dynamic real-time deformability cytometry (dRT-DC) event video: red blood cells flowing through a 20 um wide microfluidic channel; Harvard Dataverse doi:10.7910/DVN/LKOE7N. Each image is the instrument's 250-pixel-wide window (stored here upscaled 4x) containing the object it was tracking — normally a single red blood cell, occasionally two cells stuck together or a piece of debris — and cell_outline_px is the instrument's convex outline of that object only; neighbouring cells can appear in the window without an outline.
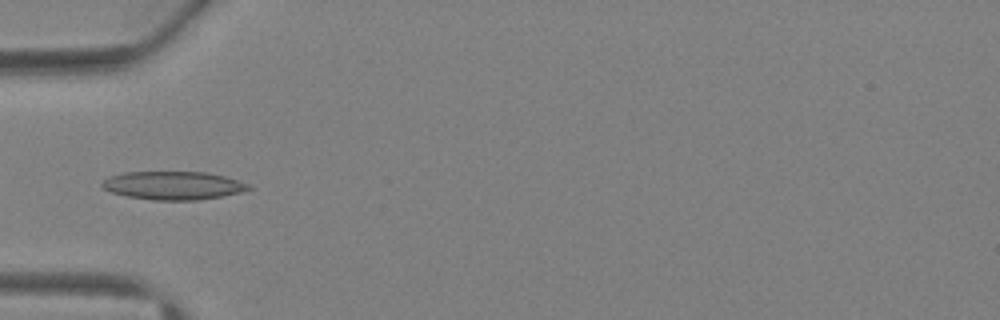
{"species": "Egyptian fruit bat (a non-hibernating species)", "species_latin": "Rousettus aegyptiacus", "temperature_condition": "warm", "stored_images_in_passage": 3, "camera_frame_rate_fps": 3000, "um_per_image_px": 0.085, "animal": {"sex": "female"}, "frame": {"image": 1, "passage_image": 3, "time_ms": 3.667, "image_size_px": [1000, 320], "cell_outline_px": [[252, 188], [240, 192], [200, 200], [152, 200], [128, 196], [112, 192], [104, 188], [100, 184], [104, 180], [112, 176], [124, 172], [208, 172], [224, 176], [252, 184]], "centroid_in_image_um": [14.76, 15.76], "position_along_channel_um": 70.2, "area_um2": 24.04}}